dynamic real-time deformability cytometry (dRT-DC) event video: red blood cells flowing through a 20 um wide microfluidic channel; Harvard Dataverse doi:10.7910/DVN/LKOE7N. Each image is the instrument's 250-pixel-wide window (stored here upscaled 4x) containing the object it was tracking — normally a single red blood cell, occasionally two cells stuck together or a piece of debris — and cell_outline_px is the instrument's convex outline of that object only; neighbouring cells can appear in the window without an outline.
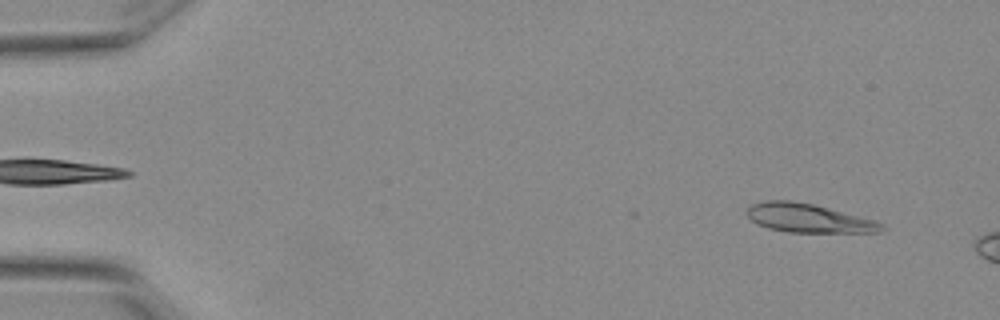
{"species": "Egyptian fruit bat (a non-hibernating species)", "species_latin": "Rousettus aegyptiacus", "temperature_condition": "warm", "stored_images_in_passage": 6, "camera_frame_rate_fps": 3000, "um_per_image_px": 0.085, "animal": {"sex": "female"}, "frame": {"image": 1, "passage_image": 1, "time_ms": 0.0, "image_size_px": [1000, 320], "cell_outline_px": [[888, 228], [880, 232], [788, 232], [768, 228], [756, 224], [744, 212], [752, 204], [764, 200], [792, 200], [812, 204], [876, 220], [884, 224]], "centroid_in_image_um": [68.72, 18.54], "position_along_channel_um": 16.3, "area_um2": 22.66}}
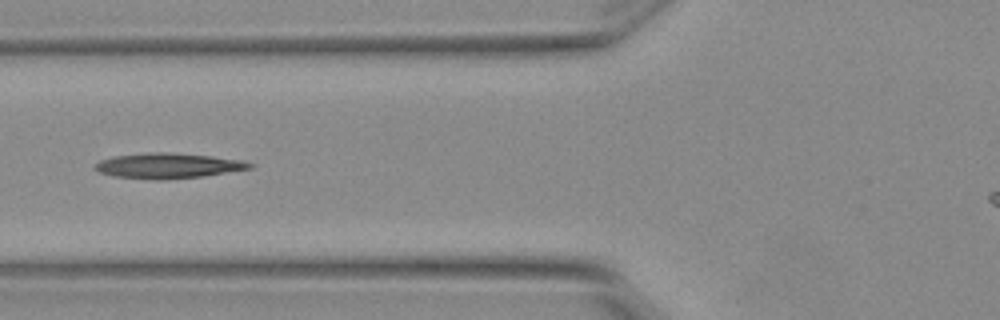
{"frame": {"image": 2, "passage_image": 5, "time_ms": 1.333, "image_size_px": [1000, 320], "cell_outline_px": [[256, 164], [252, 168], [200, 176], [160, 180], [152, 180], [116, 176], [100, 172], [96, 168], [96, 164], [100, 160], [112, 156], [152, 152], [168, 152], [212, 156], [244, 160]], "centroid_in_image_um": [14.32, 14.07], "position_along_channel_um": 111.5, "area_um2": 22.6}}